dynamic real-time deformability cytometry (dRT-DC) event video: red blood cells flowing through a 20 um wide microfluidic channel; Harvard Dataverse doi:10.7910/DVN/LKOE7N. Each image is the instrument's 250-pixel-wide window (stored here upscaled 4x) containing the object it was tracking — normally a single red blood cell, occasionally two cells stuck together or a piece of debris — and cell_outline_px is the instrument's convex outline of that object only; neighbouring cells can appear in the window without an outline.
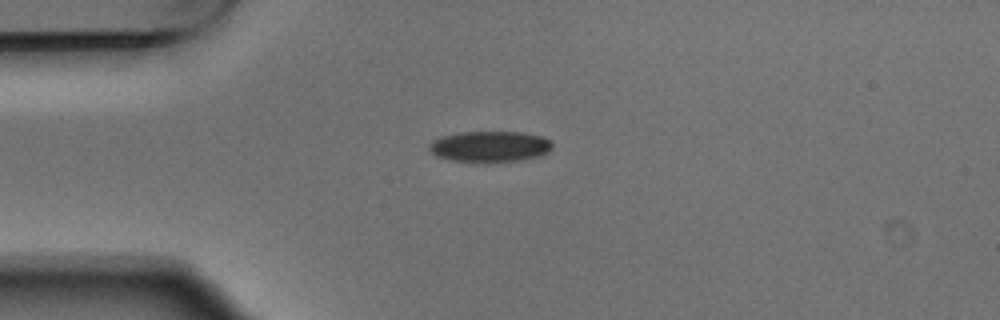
{"species": "Egyptian fruit bat (a non-hibernating species)", "species_latin": "Rousettus aegyptiacus", "temperature_condition": "warm", "stored_images_in_passage": 5, "camera_frame_rate_fps": 3000, "um_per_image_px": 0.085, "animal": {"sex": "male"}, "frame": {"image": 1, "passage_image": 1, "time_ms": 0.0, "image_size_px": [1000, 320], "cell_outline_px": [[552, 148], [548, 152], [540, 156], [520, 160], [484, 164], [476, 164], [448, 160], [436, 156], [428, 148], [428, 144], [432, 140], [440, 136], [460, 132], [520, 132], [544, 136], [552, 144]], "centroid_in_image_um": [41.59, 12.48], "position_along_channel_um": 43.4, "area_um2": 22.95}}
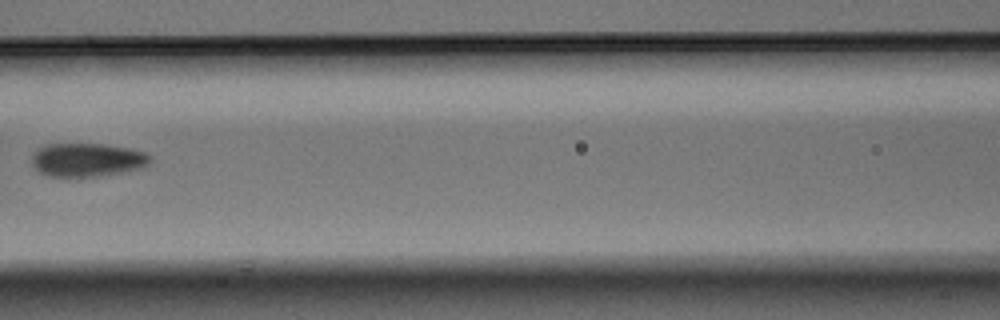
{"frame": {"image": 2, "passage_image": 4, "time_ms": 1.0, "image_size_px": [1000, 320], "cell_outline_px": [[152, 160], [144, 168], [96, 176], [48, 176], [36, 172], [32, 164], [32, 156], [40, 148], [48, 144], [104, 144], [128, 148], [148, 152], [152, 156]], "centroid_in_image_um": [7.45, 13.59], "position_along_channel_um": 159.2, "area_um2": 23.18}}
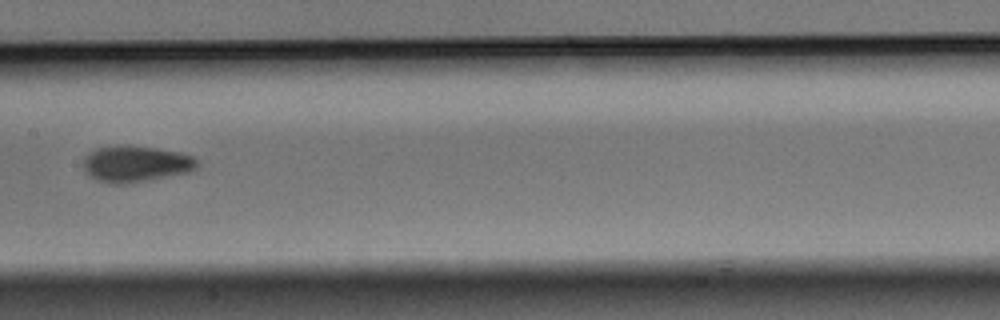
{"frame": {"image": 3, "passage_image": 5, "time_ms": 1.333, "image_size_px": [1000, 320], "cell_outline_px": [[200, 168], [188, 172], [132, 184], [112, 184], [96, 180], [88, 176], [84, 172], [84, 160], [88, 152], [96, 148], [120, 144], [132, 144], [180, 152], [192, 156], [200, 160]], "centroid_in_image_um": [11.56, 13.92], "position_along_channel_um": 195.8, "area_um2": 24.91}}